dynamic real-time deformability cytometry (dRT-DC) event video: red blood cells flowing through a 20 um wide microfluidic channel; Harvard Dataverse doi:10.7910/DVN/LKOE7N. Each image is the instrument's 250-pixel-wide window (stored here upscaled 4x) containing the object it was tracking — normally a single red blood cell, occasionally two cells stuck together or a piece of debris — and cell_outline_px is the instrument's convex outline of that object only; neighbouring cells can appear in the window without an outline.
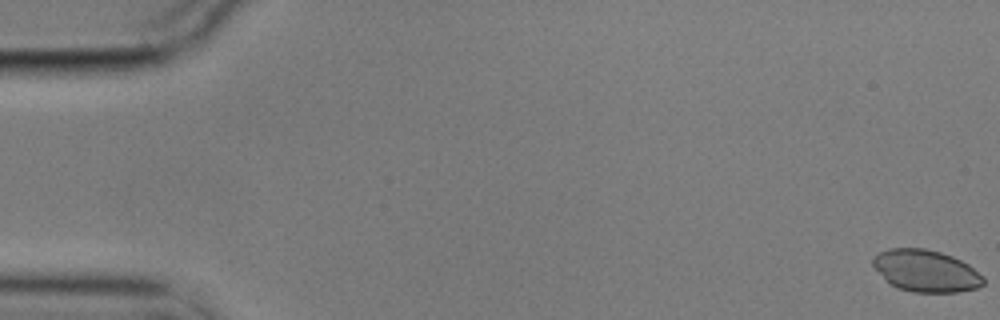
{"species": "common noctule bat (a hibernating species)", "species_latin": "Nyctalus noctula", "temperature_condition": "cold", "stored_images_in_passage": 58, "camera_frame_rate_fps": 3000, "um_per_image_px": 0.085, "animal": {"sex": "male", "body_mass_g": 17.9}, "frame": {"image": 1, "passage_image": 1, "time_ms": 0.0, "image_size_px": [1000, 320], "cell_outline_px": [[984, 284], [976, 288], [956, 292], [912, 292], [896, 288], [872, 264], [872, 256], [888, 248], [924, 248], [940, 252], [952, 256], [968, 264], [984, 276]], "centroid_in_image_um": [78.72, 23.02], "position_along_channel_um": 6.3, "area_um2": 26.82}}
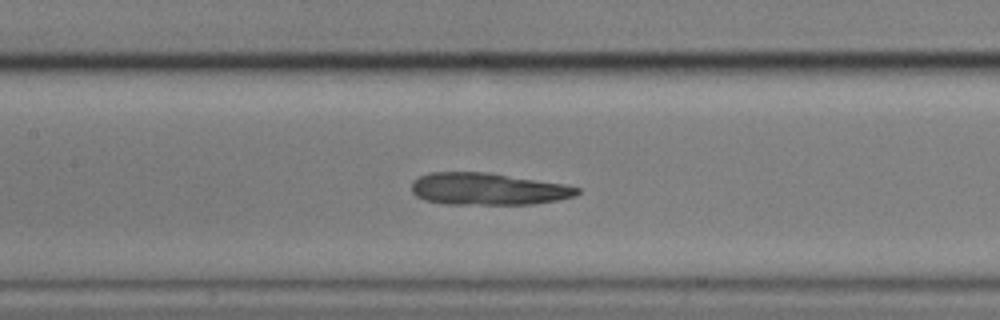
{"frame": {"image": 2, "passage_image": 27, "time_ms": 8.667, "image_size_px": [1000, 320], "cell_outline_px": [[580, 192], [576, 196], [556, 200], [532, 204], [444, 204], [424, 200], [416, 196], [412, 192], [412, 180], [428, 172], [488, 172], [564, 184], [580, 188]], "centroid_in_image_um": [41.44, 16.06], "position_along_channel_um": 166.0, "area_um2": 31.04}}
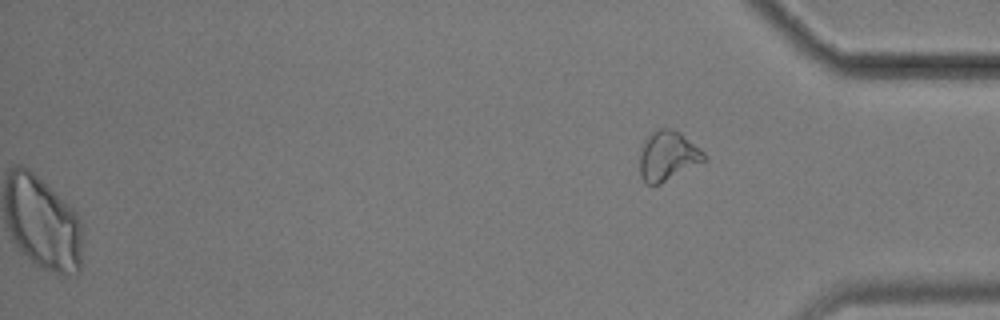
{"frame": {"image": 3, "passage_image": 58, "time_ms": 19.0, "image_size_px": [1000, 320], "cell_outline_px": [[708, 160], [660, 184], [648, 184], [640, 176], [640, 152], [648, 136], [656, 128], [672, 128], [680, 132], [704, 152], [708, 156]], "centroid_in_image_um": [56.79, 13.25], "position_along_channel_um": 378.4, "area_um2": 18.67}}